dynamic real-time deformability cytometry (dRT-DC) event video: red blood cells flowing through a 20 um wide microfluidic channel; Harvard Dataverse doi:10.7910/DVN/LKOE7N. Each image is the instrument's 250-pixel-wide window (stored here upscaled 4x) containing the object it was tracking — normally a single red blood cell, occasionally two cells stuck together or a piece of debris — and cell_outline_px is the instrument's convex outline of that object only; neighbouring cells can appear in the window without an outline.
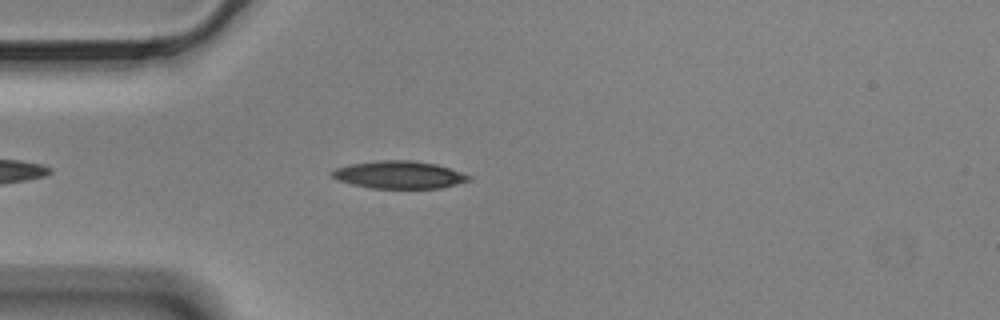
{"species": "Egyptian fruit bat (a non-hibernating species)", "species_latin": "Rousettus aegyptiacus", "temperature_condition": "cold", "stored_images_in_passage": 15, "camera_frame_rate_fps": 3000, "um_per_image_px": 0.085, "animal": {"sex": "male"}, "frame": {"image": 1, "passage_image": 7, "time_ms": 2.0, "image_size_px": [1000, 320], "cell_outline_px": [[472, 180], [440, 188], [372, 188], [352, 184], [336, 180], [328, 172], [336, 168], [348, 164], [376, 160], [412, 160], [436, 164], [472, 176]], "centroid_in_image_um": [33.88, 14.85], "position_along_channel_um": 51.1, "area_um2": 22.08}}
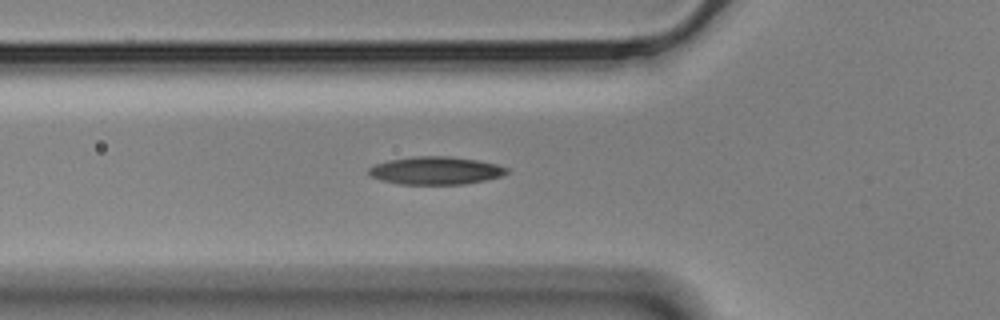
{"frame": {"image": 2, "passage_image": 11, "time_ms": 3.333, "image_size_px": [1000, 320], "cell_outline_px": [[508, 172], [500, 176], [488, 180], [464, 184], [396, 184], [380, 180], [372, 176], [368, 172], [368, 168], [376, 164], [388, 160], [412, 156], [448, 156], [476, 160], [496, 164], [508, 168]], "centroid_in_image_um": [37.02, 14.5], "position_along_channel_um": 88.8, "area_um2": 22.43}}